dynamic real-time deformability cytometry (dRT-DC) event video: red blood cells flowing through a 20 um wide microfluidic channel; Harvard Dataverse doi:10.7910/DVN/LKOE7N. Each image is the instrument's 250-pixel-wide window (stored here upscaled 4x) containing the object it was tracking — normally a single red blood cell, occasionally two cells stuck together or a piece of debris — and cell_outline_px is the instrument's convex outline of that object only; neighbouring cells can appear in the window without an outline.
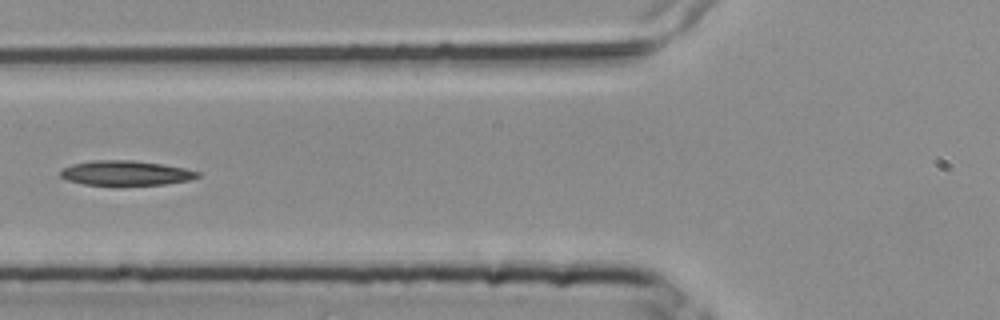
{"species": "common noctule bat (a hibernating species)", "species_latin": "Nyctalus noctula", "temperature_condition": "room temperature", "stored_images_in_passage": 3, "camera_frame_rate_fps": 3000, "um_per_image_px": 0.085, "animal": {"sex": "female", "body_mass_g": 25.1}, "frame": {"image": 1, "passage_image": 3, "time_ms": 0.667, "image_size_px": [1000, 320], "cell_outline_px": [[200, 176], [188, 180], [164, 184], [84, 184], [68, 180], [60, 176], [60, 172], [64, 168], [72, 164], [96, 160], [132, 160], [164, 164], [184, 168], [200, 172]], "centroid_in_image_um": [10.71, 14.69], "position_along_channel_um": 115.1, "area_um2": 19.36}}